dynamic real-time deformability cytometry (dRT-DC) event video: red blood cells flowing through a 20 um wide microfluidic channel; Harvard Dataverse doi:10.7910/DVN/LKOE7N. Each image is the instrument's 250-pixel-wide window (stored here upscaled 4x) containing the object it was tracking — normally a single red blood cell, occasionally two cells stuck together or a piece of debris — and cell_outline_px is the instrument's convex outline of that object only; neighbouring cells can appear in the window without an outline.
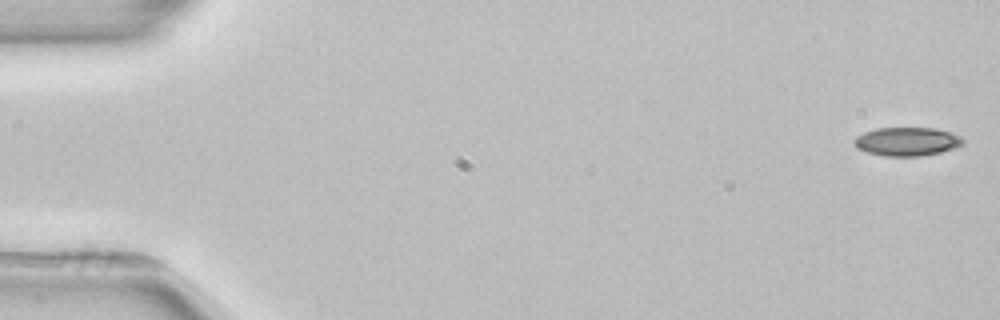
{"species": "common noctule bat (a hibernating species)", "species_latin": "Nyctalus noctula", "temperature_condition": "room temperature", "stored_images_in_passage": 5, "camera_frame_rate_fps": 3000, "um_per_image_px": 0.085, "animal": {"sex": "female", "body_mass_g": 22.7, "forearm_length_mm": 54.2}, "frame": {"image": 1, "passage_image": 1, "time_ms": 0.0, "image_size_px": [1000, 320], "cell_outline_px": [[964, 144], [940, 152], [920, 156], [884, 156], [868, 152], [856, 148], [852, 144], [852, 140], [856, 136], [864, 132], [876, 128], [936, 128], [960, 136], [964, 140]], "centroid_in_image_um": [77.04, 12.03], "position_along_channel_um": 8.0, "area_um2": 18.15}}